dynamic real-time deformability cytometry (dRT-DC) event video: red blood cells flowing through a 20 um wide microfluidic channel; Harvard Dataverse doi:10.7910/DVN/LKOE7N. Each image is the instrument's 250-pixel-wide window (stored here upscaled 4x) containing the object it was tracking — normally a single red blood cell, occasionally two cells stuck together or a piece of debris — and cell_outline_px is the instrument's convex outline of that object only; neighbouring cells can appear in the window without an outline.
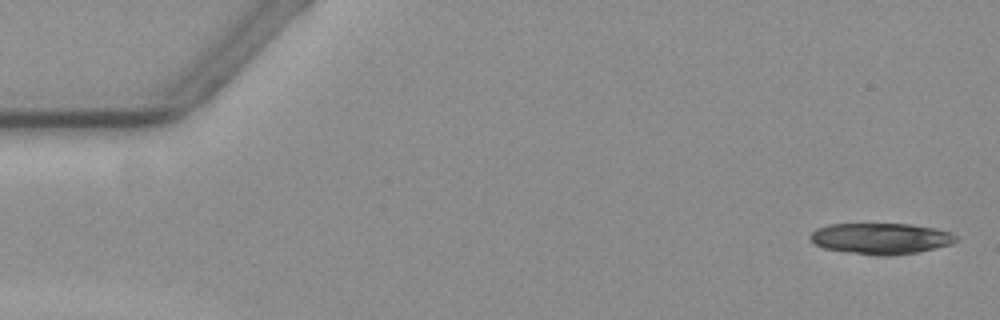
{"species": "common noctule bat (a hibernating species)", "species_latin": "Nyctalus noctula", "temperature_condition": "warm", "stored_images_in_passage": 52, "segment_of_instrument_passage": [1, 2], "camera_frame_rate_fps": 3000, "um_per_image_px": 0.085, "animal": {"sex": "female", "body_mass_g": 19.3, "forearm_length_mm": 54.1}, "frame": {"image": 1, "passage_image": 2, "time_ms": 0.333, "image_size_px": [1000, 320], "cell_outline_px": [[956, 240], [948, 244], [916, 252], [888, 256], [876, 256], [824, 248], [816, 244], [808, 236], [816, 228], [828, 224], [912, 224], [932, 228], [948, 232], [956, 236]], "centroid_in_image_um": [74.8, 20.27], "position_along_channel_um": 10.2, "area_um2": 25.95}}